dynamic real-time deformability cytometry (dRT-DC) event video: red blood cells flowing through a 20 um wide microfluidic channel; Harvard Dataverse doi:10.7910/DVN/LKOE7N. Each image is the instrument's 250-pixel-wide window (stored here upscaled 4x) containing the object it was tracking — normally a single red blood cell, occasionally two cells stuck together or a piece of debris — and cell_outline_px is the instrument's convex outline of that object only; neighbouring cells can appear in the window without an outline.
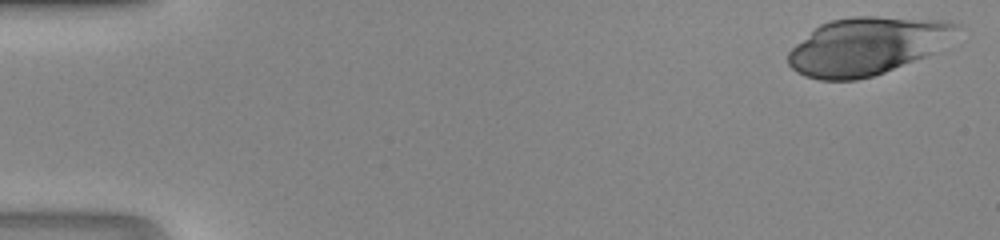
{"species": "human", "species_latin": "Homo sapiens", "temperature_condition": "room temperature", "stored_images_in_passage": 14, "camera_frame_rate_fps": 3000, "um_per_image_px": 0.085, "donor": {"sex": "male"}, "frame": {"image": 1, "passage_image": 1, "time_ms": 0.0, "image_size_px": [1000, 240], "cell_outline_px": [[964, 24], [960, 28], [924, 56], [884, 72], [872, 76], [856, 80], [820, 80], [804, 76], [796, 72], [788, 64], [788, 52], [796, 44], [820, 24], [832, 20], [856, 16], [872, 16], [948, 20]], "centroid_in_image_um": [73.63, 3.9], "position_along_channel_um": 11.4, "area_um2": 55.66}}